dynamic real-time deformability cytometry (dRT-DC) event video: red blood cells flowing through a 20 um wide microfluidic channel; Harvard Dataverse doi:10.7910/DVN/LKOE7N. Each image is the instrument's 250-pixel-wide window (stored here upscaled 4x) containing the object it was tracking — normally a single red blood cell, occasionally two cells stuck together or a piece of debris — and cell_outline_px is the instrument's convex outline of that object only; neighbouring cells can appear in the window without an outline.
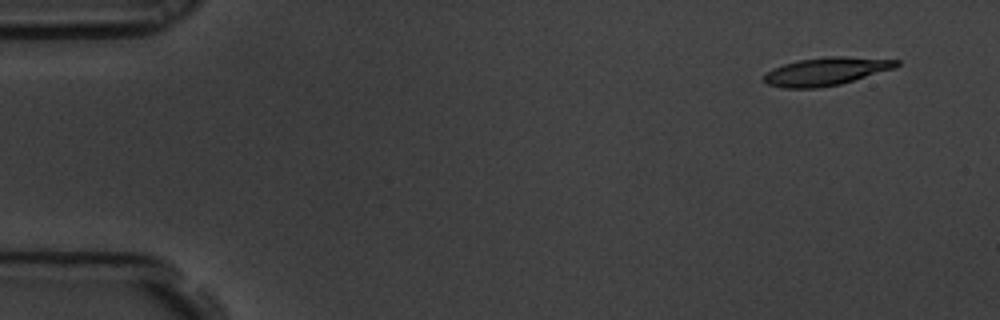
{"species": "common noctule bat (a hibernating species)", "species_latin": "Nyctalus noctula", "temperature_condition": "room temperature", "stored_images_in_passage": 9, "camera_frame_rate_fps": 3000, "um_per_image_px": 0.085, "animal": {"sex": "male", "body_mass_g": 19.5, "forearm_length_mm": 54.6}, "frame": {"image": 1, "passage_image": 1, "time_ms": 0.0, "image_size_px": [1000, 320], "cell_outline_px": [[900, 64], [892, 68], [840, 84], [816, 88], [784, 88], [768, 84], [764, 80], [764, 76], [772, 68], [796, 60], [824, 56], [844, 56], [900, 60]], "centroid_in_image_um": [70.18, 6.05], "position_along_channel_um": 14.8, "area_um2": 21.39}}
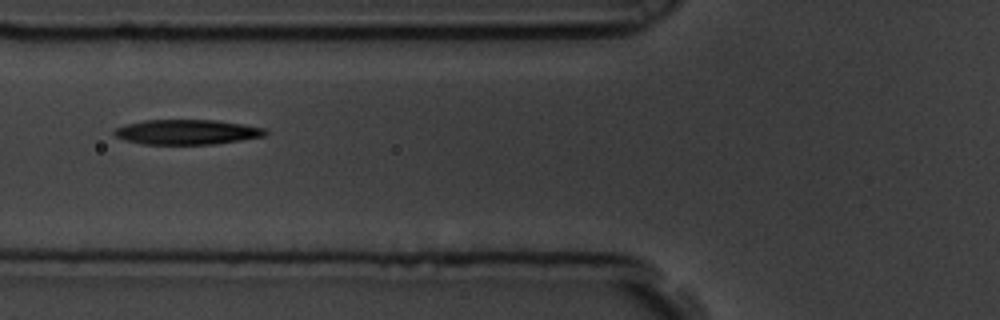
{"frame": {"image": 2, "passage_image": 6, "time_ms": 1.667, "image_size_px": [1000, 320], "cell_outline_px": [[268, 132], [264, 136], [216, 144], [144, 144], [124, 140], [116, 136], [112, 132], [116, 128], [124, 124], [144, 120], [216, 120], [244, 124], [264, 128]], "centroid_in_image_um": [15.87, 11.22], "position_along_channel_um": 109.9, "area_um2": 21.96}}
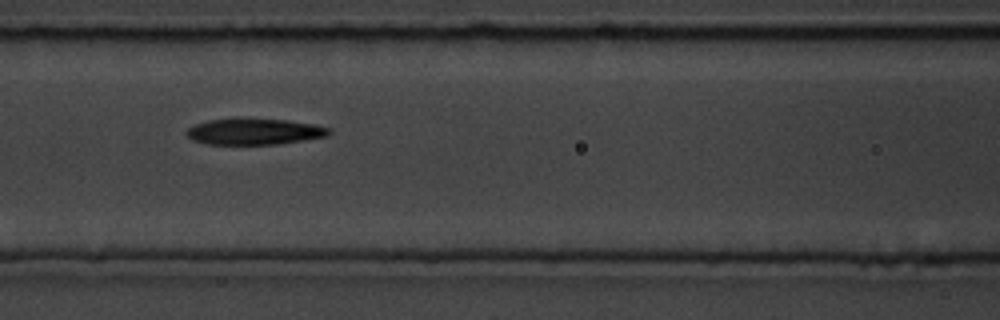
{"frame": {"image": 3, "passage_image": 7, "time_ms": 2.0, "image_size_px": [1000, 320], "cell_outline_px": [[332, 132], [328, 136], [304, 140], [276, 144], [204, 144], [192, 140], [184, 132], [188, 128], [196, 124], [208, 120], [232, 116], [236, 116], [284, 120], [316, 124], [332, 128]], "centroid_in_image_um": [21.6, 11.15], "position_along_channel_um": 145.0, "area_um2": 22.48}}